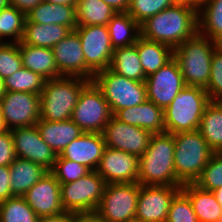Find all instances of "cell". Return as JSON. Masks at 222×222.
Listing matches in <instances>:
<instances>
[{"label": "cell", "mask_w": 222, "mask_h": 222, "mask_svg": "<svg viewBox=\"0 0 222 222\" xmlns=\"http://www.w3.org/2000/svg\"><path fill=\"white\" fill-rule=\"evenodd\" d=\"M141 36L173 50L198 33V9L174 4L140 25Z\"/></svg>", "instance_id": "1"}, {"label": "cell", "mask_w": 222, "mask_h": 222, "mask_svg": "<svg viewBox=\"0 0 222 222\" xmlns=\"http://www.w3.org/2000/svg\"><path fill=\"white\" fill-rule=\"evenodd\" d=\"M174 135L152 134L147 150L139 157L140 185L182 186L174 169Z\"/></svg>", "instance_id": "2"}, {"label": "cell", "mask_w": 222, "mask_h": 222, "mask_svg": "<svg viewBox=\"0 0 222 222\" xmlns=\"http://www.w3.org/2000/svg\"><path fill=\"white\" fill-rule=\"evenodd\" d=\"M219 45L197 33L173 50V57L179 65L187 86L207 87L211 73L212 54Z\"/></svg>", "instance_id": "3"}, {"label": "cell", "mask_w": 222, "mask_h": 222, "mask_svg": "<svg viewBox=\"0 0 222 222\" xmlns=\"http://www.w3.org/2000/svg\"><path fill=\"white\" fill-rule=\"evenodd\" d=\"M90 81L68 76L46 80L40 93V119L45 121L71 119L79 95Z\"/></svg>", "instance_id": "4"}, {"label": "cell", "mask_w": 222, "mask_h": 222, "mask_svg": "<svg viewBox=\"0 0 222 222\" xmlns=\"http://www.w3.org/2000/svg\"><path fill=\"white\" fill-rule=\"evenodd\" d=\"M209 102L205 88L186 85L164 110L165 132L176 134L198 130Z\"/></svg>", "instance_id": "5"}, {"label": "cell", "mask_w": 222, "mask_h": 222, "mask_svg": "<svg viewBox=\"0 0 222 222\" xmlns=\"http://www.w3.org/2000/svg\"><path fill=\"white\" fill-rule=\"evenodd\" d=\"M174 135V169L182 183H194L201 175L214 151L199 130Z\"/></svg>", "instance_id": "6"}, {"label": "cell", "mask_w": 222, "mask_h": 222, "mask_svg": "<svg viewBox=\"0 0 222 222\" xmlns=\"http://www.w3.org/2000/svg\"><path fill=\"white\" fill-rule=\"evenodd\" d=\"M102 91L113 115L120 109L134 107L147 100L145 82H138L104 69L92 80Z\"/></svg>", "instance_id": "7"}, {"label": "cell", "mask_w": 222, "mask_h": 222, "mask_svg": "<svg viewBox=\"0 0 222 222\" xmlns=\"http://www.w3.org/2000/svg\"><path fill=\"white\" fill-rule=\"evenodd\" d=\"M106 183L96 172L66 184H60L61 204L65 211L75 214L96 212Z\"/></svg>", "instance_id": "8"}, {"label": "cell", "mask_w": 222, "mask_h": 222, "mask_svg": "<svg viewBox=\"0 0 222 222\" xmlns=\"http://www.w3.org/2000/svg\"><path fill=\"white\" fill-rule=\"evenodd\" d=\"M112 117L113 113L102 91L93 81H90L79 95L71 120L83 132L102 134Z\"/></svg>", "instance_id": "9"}, {"label": "cell", "mask_w": 222, "mask_h": 222, "mask_svg": "<svg viewBox=\"0 0 222 222\" xmlns=\"http://www.w3.org/2000/svg\"><path fill=\"white\" fill-rule=\"evenodd\" d=\"M139 183L106 184L96 213L107 222L135 221Z\"/></svg>", "instance_id": "10"}, {"label": "cell", "mask_w": 222, "mask_h": 222, "mask_svg": "<svg viewBox=\"0 0 222 222\" xmlns=\"http://www.w3.org/2000/svg\"><path fill=\"white\" fill-rule=\"evenodd\" d=\"M74 30L81 40L85 70L94 77L96 73L108 69L114 48L111 46L107 26H77Z\"/></svg>", "instance_id": "11"}, {"label": "cell", "mask_w": 222, "mask_h": 222, "mask_svg": "<svg viewBox=\"0 0 222 222\" xmlns=\"http://www.w3.org/2000/svg\"><path fill=\"white\" fill-rule=\"evenodd\" d=\"M0 113L7 130L34 126L40 119V95L5 91L0 99Z\"/></svg>", "instance_id": "12"}, {"label": "cell", "mask_w": 222, "mask_h": 222, "mask_svg": "<svg viewBox=\"0 0 222 222\" xmlns=\"http://www.w3.org/2000/svg\"><path fill=\"white\" fill-rule=\"evenodd\" d=\"M147 99L165 110L186 86L184 77L174 57L157 72L146 77Z\"/></svg>", "instance_id": "13"}, {"label": "cell", "mask_w": 222, "mask_h": 222, "mask_svg": "<svg viewBox=\"0 0 222 222\" xmlns=\"http://www.w3.org/2000/svg\"><path fill=\"white\" fill-rule=\"evenodd\" d=\"M181 187L139 184L135 221L166 222L171 201Z\"/></svg>", "instance_id": "14"}, {"label": "cell", "mask_w": 222, "mask_h": 222, "mask_svg": "<svg viewBox=\"0 0 222 222\" xmlns=\"http://www.w3.org/2000/svg\"><path fill=\"white\" fill-rule=\"evenodd\" d=\"M16 158L30 160L51 171L57 153L42 139L36 125L11 130Z\"/></svg>", "instance_id": "15"}, {"label": "cell", "mask_w": 222, "mask_h": 222, "mask_svg": "<svg viewBox=\"0 0 222 222\" xmlns=\"http://www.w3.org/2000/svg\"><path fill=\"white\" fill-rule=\"evenodd\" d=\"M102 135L107 148L122 150L140 157L147 150L152 133L123 123L113 116L105 126Z\"/></svg>", "instance_id": "16"}, {"label": "cell", "mask_w": 222, "mask_h": 222, "mask_svg": "<svg viewBox=\"0 0 222 222\" xmlns=\"http://www.w3.org/2000/svg\"><path fill=\"white\" fill-rule=\"evenodd\" d=\"M139 157L122 150L105 148L95 170L110 183H136L138 181Z\"/></svg>", "instance_id": "17"}, {"label": "cell", "mask_w": 222, "mask_h": 222, "mask_svg": "<svg viewBox=\"0 0 222 222\" xmlns=\"http://www.w3.org/2000/svg\"><path fill=\"white\" fill-rule=\"evenodd\" d=\"M23 197L38 217L65 212L61 204L60 183L50 171H47Z\"/></svg>", "instance_id": "18"}, {"label": "cell", "mask_w": 222, "mask_h": 222, "mask_svg": "<svg viewBox=\"0 0 222 222\" xmlns=\"http://www.w3.org/2000/svg\"><path fill=\"white\" fill-rule=\"evenodd\" d=\"M57 68L62 76L93 80L85 70L84 52L78 33L73 30L52 48Z\"/></svg>", "instance_id": "19"}, {"label": "cell", "mask_w": 222, "mask_h": 222, "mask_svg": "<svg viewBox=\"0 0 222 222\" xmlns=\"http://www.w3.org/2000/svg\"><path fill=\"white\" fill-rule=\"evenodd\" d=\"M106 148L101 133L83 132L78 138L72 140L57 157L76 161L95 171L99 165Z\"/></svg>", "instance_id": "20"}, {"label": "cell", "mask_w": 222, "mask_h": 222, "mask_svg": "<svg viewBox=\"0 0 222 222\" xmlns=\"http://www.w3.org/2000/svg\"><path fill=\"white\" fill-rule=\"evenodd\" d=\"M119 121L150 131L152 134L165 132L164 110L152 101L118 110L114 115Z\"/></svg>", "instance_id": "21"}, {"label": "cell", "mask_w": 222, "mask_h": 222, "mask_svg": "<svg viewBox=\"0 0 222 222\" xmlns=\"http://www.w3.org/2000/svg\"><path fill=\"white\" fill-rule=\"evenodd\" d=\"M22 64L45 80L63 77L59 72L51 48L36 47L19 43Z\"/></svg>", "instance_id": "22"}, {"label": "cell", "mask_w": 222, "mask_h": 222, "mask_svg": "<svg viewBox=\"0 0 222 222\" xmlns=\"http://www.w3.org/2000/svg\"><path fill=\"white\" fill-rule=\"evenodd\" d=\"M36 126L42 139L59 155L62 150L83 131L71 119L65 121H45L39 119Z\"/></svg>", "instance_id": "23"}, {"label": "cell", "mask_w": 222, "mask_h": 222, "mask_svg": "<svg viewBox=\"0 0 222 222\" xmlns=\"http://www.w3.org/2000/svg\"><path fill=\"white\" fill-rule=\"evenodd\" d=\"M181 190L189 197L199 222H221L222 207L213 191L201 189L195 183L183 184Z\"/></svg>", "instance_id": "24"}, {"label": "cell", "mask_w": 222, "mask_h": 222, "mask_svg": "<svg viewBox=\"0 0 222 222\" xmlns=\"http://www.w3.org/2000/svg\"><path fill=\"white\" fill-rule=\"evenodd\" d=\"M73 6L41 2L26 14V23L58 24L73 31L77 27Z\"/></svg>", "instance_id": "25"}, {"label": "cell", "mask_w": 222, "mask_h": 222, "mask_svg": "<svg viewBox=\"0 0 222 222\" xmlns=\"http://www.w3.org/2000/svg\"><path fill=\"white\" fill-rule=\"evenodd\" d=\"M47 172L30 160L16 158L10 164V188L13 196H23Z\"/></svg>", "instance_id": "26"}, {"label": "cell", "mask_w": 222, "mask_h": 222, "mask_svg": "<svg viewBox=\"0 0 222 222\" xmlns=\"http://www.w3.org/2000/svg\"><path fill=\"white\" fill-rule=\"evenodd\" d=\"M145 76L157 72L173 58V49L140 36L135 43Z\"/></svg>", "instance_id": "27"}, {"label": "cell", "mask_w": 222, "mask_h": 222, "mask_svg": "<svg viewBox=\"0 0 222 222\" xmlns=\"http://www.w3.org/2000/svg\"><path fill=\"white\" fill-rule=\"evenodd\" d=\"M70 32L68 27L58 24L25 23L20 43L52 49Z\"/></svg>", "instance_id": "28"}, {"label": "cell", "mask_w": 222, "mask_h": 222, "mask_svg": "<svg viewBox=\"0 0 222 222\" xmlns=\"http://www.w3.org/2000/svg\"><path fill=\"white\" fill-rule=\"evenodd\" d=\"M106 26L114 49L135 45L141 36L140 25L127 12H117Z\"/></svg>", "instance_id": "29"}, {"label": "cell", "mask_w": 222, "mask_h": 222, "mask_svg": "<svg viewBox=\"0 0 222 222\" xmlns=\"http://www.w3.org/2000/svg\"><path fill=\"white\" fill-rule=\"evenodd\" d=\"M109 69L138 82H144L146 76L135 45L114 49Z\"/></svg>", "instance_id": "30"}, {"label": "cell", "mask_w": 222, "mask_h": 222, "mask_svg": "<svg viewBox=\"0 0 222 222\" xmlns=\"http://www.w3.org/2000/svg\"><path fill=\"white\" fill-rule=\"evenodd\" d=\"M198 130L214 152L222 149V101L207 104Z\"/></svg>", "instance_id": "31"}, {"label": "cell", "mask_w": 222, "mask_h": 222, "mask_svg": "<svg viewBox=\"0 0 222 222\" xmlns=\"http://www.w3.org/2000/svg\"><path fill=\"white\" fill-rule=\"evenodd\" d=\"M198 33L222 44V0H211L198 9Z\"/></svg>", "instance_id": "32"}, {"label": "cell", "mask_w": 222, "mask_h": 222, "mask_svg": "<svg viewBox=\"0 0 222 222\" xmlns=\"http://www.w3.org/2000/svg\"><path fill=\"white\" fill-rule=\"evenodd\" d=\"M75 10L77 26L107 25L116 14L102 0H78Z\"/></svg>", "instance_id": "33"}, {"label": "cell", "mask_w": 222, "mask_h": 222, "mask_svg": "<svg viewBox=\"0 0 222 222\" xmlns=\"http://www.w3.org/2000/svg\"><path fill=\"white\" fill-rule=\"evenodd\" d=\"M26 20V14L13 6L1 9L0 42L20 43Z\"/></svg>", "instance_id": "34"}, {"label": "cell", "mask_w": 222, "mask_h": 222, "mask_svg": "<svg viewBox=\"0 0 222 222\" xmlns=\"http://www.w3.org/2000/svg\"><path fill=\"white\" fill-rule=\"evenodd\" d=\"M3 81L5 91L29 92L40 95L46 80L39 74L22 67Z\"/></svg>", "instance_id": "35"}, {"label": "cell", "mask_w": 222, "mask_h": 222, "mask_svg": "<svg viewBox=\"0 0 222 222\" xmlns=\"http://www.w3.org/2000/svg\"><path fill=\"white\" fill-rule=\"evenodd\" d=\"M38 216L23 196L0 202V222H37Z\"/></svg>", "instance_id": "36"}, {"label": "cell", "mask_w": 222, "mask_h": 222, "mask_svg": "<svg viewBox=\"0 0 222 222\" xmlns=\"http://www.w3.org/2000/svg\"><path fill=\"white\" fill-rule=\"evenodd\" d=\"M201 189L214 191L222 187V153L214 152L203 168L200 177L194 182Z\"/></svg>", "instance_id": "37"}, {"label": "cell", "mask_w": 222, "mask_h": 222, "mask_svg": "<svg viewBox=\"0 0 222 222\" xmlns=\"http://www.w3.org/2000/svg\"><path fill=\"white\" fill-rule=\"evenodd\" d=\"M174 4L173 0H131L127 13L141 25L148 18Z\"/></svg>", "instance_id": "38"}, {"label": "cell", "mask_w": 222, "mask_h": 222, "mask_svg": "<svg viewBox=\"0 0 222 222\" xmlns=\"http://www.w3.org/2000/svg\"><path fill=\"white\" fill-rule=\"evenodd\" d=\"M60 184H66L86 176L91 170L63 157H57L53 169L50 171Z\"/></svg>", "instance_id": "39"}, {"label": "cell", "mask_w": 222, "mask_h": 222, "mask_svg": "<svg viewBox=\"0 0 222 222\" xmlns=\"http://www.w3.org/2000/svg\"><path fill=\"white\" fill-rule=\"evenodd\" d=\"M166 222H199L189 197L182 190L172 199Z\"/></svg>", "instance_id": "40"}, {"label": "cell", "mask_w": 222, "mask_h": 222, "mask_svg": "<svg viewBox=\"0 0 222 222\" xmlns=\"http://www.w3.org/2000/svg\"><path fill=\"white\" fill-rule=\"evenodd\" d=\"M23 67L19 43H3L0 46V77L5 79Z\"/></svg>", "instance_id": "41"}, {"label": "cell", "mask_w": 222, "mask_h": 222, "mask_svg": "<svg viewBox=\"0 0 222 222\" xmlns=\"http://www.w3.org/2000/svg\"><path fill=\"white\" fill-rule=\"evenodd\" d=\"M205 90L210 101H222V44L212 54L211 73Z\"/></svg>", "instance_id": "42"}, {"label": "cell", "mask_w": 222, "mask_h": 222, "mask_svg": "<svg viewBox=\"0 0 222 222\" xmlns=\"http://www.w3.org/2000/svg\"><path fill=\"white\" fill-rule=\"evenodd\" d=\"M16 159L11 130L0 133V166H10Z\"/></svg>", "instance_id": "43"}, {"label": "cell", "mask_w": 222, "mask_h": 222, "mask_svg": "<svg viewBox=\"0 0 222 222\" xmlns=\"http://www.w3.org/2000/svg\"><path fill=\"white\" fill-rule=\"evenodd\" d=\"M10 178V166H0V202L13 197Z\"/></svg>", "instance_id": "44"}, {"label": "cell", "mask_w": 222, "mask_h": 222, "mask_svg": "<svg viewBox=\"0 0 222 222\" xmlns=\"http://www.w3.org/2000/svg\"><path fill=\"white\" fill-rule=\"evenodd\" d=\"M9 2L10 6H13L21 12L27 14L37 5L43 2V0H9Z\"/></svg>", "instance_id": "45"}, {"label": "cell", "mask_w": 222, "mask_h": 222, "mask_svg": "<svg viewBox=\"0 0 222 222\" xmlns=\"http://www.w3.org/2000/svg\"><path fill=\"white\" fill-rule=\"evenodd\" d=\"M75 213L65 211L58 215L38 217L37 222H72Z\"/></svg>", "instance_id": "46"}, {"label": "cell", "mask_w": 222, "mask_h": 222, "mask_svg": "<svg viewBox=\"0 0 222 222\" xmlns=\"http://www.w3.org/2000/svg\"><path fill=\"white\" fill-rule=\"evenodd\" d=\"M72 222H107L101 218L96 212L75 214Z\"/></svg>", "instance_id": "47"}, {"label": "cell", "mask_w": 222, "mask_h": 222, "mask_svg": "<svg viewBox=\"0 0 222 222\" xmlns=\"http://www.w3.org/2000/svg\"><path fill=\"white\" fill-rule=\"evenodd\" d=\"M117 12H127L131 0H102Z\"/></svg>", "instance_id": "48"}, {"label": "cell", "mask_w": 222, "mask_h": 222, "mask_svg": "<svg viewBox=\"0 0 222 222\" xmlns=\"http://www.w3.org/2000/svg\"><path fill=\"white\" fill-rule=\"evenodd\" d=\"M43 1L52 4H63L67 6H73L76 9L78 0H43Z\"/></svg>", "instance_id": "49"}, {"label": "cell", "mask_w": 222, "mask_h": 222, "mask_svg": "<svg viewBox=\"0 0 222 222\" xmlns=\"http://www.w3.org/2000/svg\"><path fill=\"white\" fill-rule=\"evenodd\" d=\"M213 193L215 194L218 203H219V204L221 205V207H222V187H219V188L215 189V190L213 191Z\"/></svg>", "instance_id": "50"}, {"label": "cell", "mask_w": 222, "mask_h": 222, "mask_svg": "<svg viewBox=\"0 0 222 222\" xmlns=\"http://www.w3.org/2000/svg\"><path fill=\"white\" fill-rule=\"evenodd\" d=\"M211 0H192V7L199 9L201 6L205 5Z\"/></svg>", "instance_id": "51"}, {"label": "cell", "mask_w": 222, "mask_h": 222, "mask_svg": "<svg viewBox=\"0 0 222 222\" xmlns=\"http://www.w3.org/2000/svg\"><path fill=\"white\" fill-rule=\"evenodd\" d=\"M175 4H182L192 7V0H173Z\"/></svg>", "instance_id": "52"}, {"label": "cell", "mask_w": 222, "mask_h": 222, "mask_svg": "<svg viewBox=\"0 0 222 222\" xmlns=\"http://www.w3.org/2000/svg\"><path fill=\"white\" fill-rule=\"evenodd\" d=\"M5 94V88H4V81L3 79L0 77V99L2 98V96Z\"/></svg>", "instance_id": "53"}, {"label": "cell", "mask_w": 222, "mask_h": 222, "mask_svg": "<svg viewBox=\"0 0 222 222\" xmlns=\"http://www.w3.org/2000/svg\"><path fill=\"white\" fill-rule=\"evenodd\" d=\"M10 6L9 0H0V10Z\"/></svg>", "instance_id": "54"}, {"label": "cell", "mask_w": 222, "mask_h": 222, "mask_svg": "<svg viewBox=\"0 0 222 222\" xmlns=\"http://www.w3.org/2000/svg\"><path fill=\"white\" fill-rule=\"evenodd\" d=\"M6 130H7V128L4 124L3 118L0 117V133L5 132Z\"/></svg>", "instance_id": "55"}]
</instances>
